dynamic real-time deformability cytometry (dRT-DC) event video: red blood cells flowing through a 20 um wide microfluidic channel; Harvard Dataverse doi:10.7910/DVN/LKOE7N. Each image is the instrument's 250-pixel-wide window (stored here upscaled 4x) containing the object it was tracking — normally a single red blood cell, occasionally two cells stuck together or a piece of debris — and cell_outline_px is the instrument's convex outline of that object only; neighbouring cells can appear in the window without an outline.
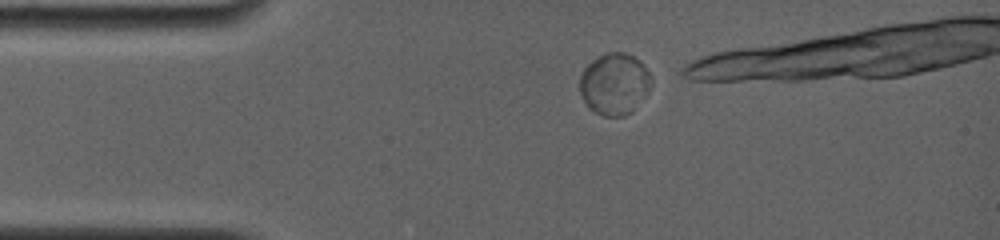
{"species": "common noctule bat (a hibernating species)", "species_latin": "Nyctalus noctula", "temperature_condition": "room temperature", "stored_images_in_passage": 4, "camera_frame_rate_fps": 4000, "um_per_image_px": 0.085, "animal": {"sex": "female", "body_mass_g": 19.0, "forearm_length_mm": 56.7}, "frame": {"image": 1, "passage_image": 1, "time_ms": 0.0, "image_size_px": [1000, 240], "cell_outline_px": [[652, 80], [648, 88], [632, 112], [624, 116], [604, 116], [588, 108], [580, 92], [580, 76], [584, 68], [592, 60], [604, 52], [624, 52], [640, 60], [644, 64], [652, 76]], "centroid_in_image_um": [52.21, 7.11], "position_along_channel_um": 32.8, "area_um2": 25.61}}